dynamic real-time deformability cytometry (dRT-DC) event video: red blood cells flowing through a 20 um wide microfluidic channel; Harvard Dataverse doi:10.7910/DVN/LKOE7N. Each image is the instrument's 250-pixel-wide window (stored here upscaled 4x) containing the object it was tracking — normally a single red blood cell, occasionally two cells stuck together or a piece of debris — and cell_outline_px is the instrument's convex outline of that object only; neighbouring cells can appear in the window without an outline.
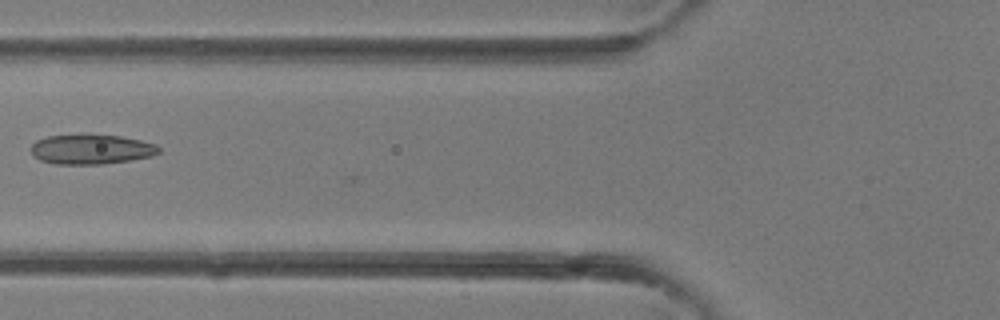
{"species": "common noctule bat (a hibernating species)", "species_latin": "Nyctalus noctula", "temperature_condition": "room temperature", "stored_images_in_passage": 26, "camera_frame_rate_fps": 3000, "um_per_image_px": 0.085, "animal": {"sex": "female"}, "frame": {"image": 1, "passage_image": 10, "time_ms": 3.0, "image_size_px": [1000, 320], "cell_outline_px": [[160, 152], [152, 156], [132, 160], [104, 164], [56, 164], [40, 160], [32, 152], [32, 144], [36, 140], [48, 136], [84, 132], [88, 132], [120, 136], [140, 140], [156, 144], [160, 148]], "centroid_in_image_um": [7.77, 12.65], "position_along_channel_um": 118.0, "area_um2": 22.83}}
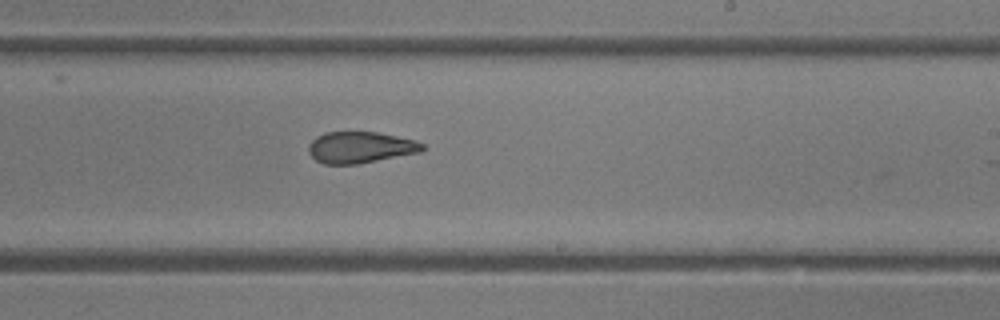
{"frame": {"image": 2, "passage_image": 18, "time_ms": 5.667, "image_size_px": [1000, 320], "cell_outline_px": [[428, 148], [420, 152], [356, 164], [324, 164], [316, 160], [308, 152], [308, 144], [316, 136], [324, 132], [376, 132], [416, 140], [424, 144]], "centroid_in_image_um": [30.63, 12.52], "position_along_channel_um": 258.4, "area_um2": 20.87}}
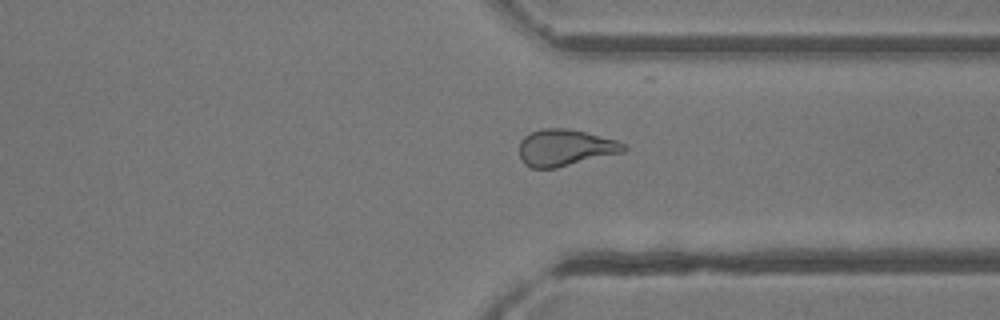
{"frame": {"image": 3, "passage_image": 24, "time_ms": 7.667, "image_size_px": [1000, 320], "cell_outline_px": [[628, 148], [624, 152], [556, 168], [532, 168], [524, 164], [520, 160], [520, 140], [524, 136], [540, 128], [564, 128], [584, 132], [616, 140], [628, 144]], "centroid_in_image_um": [48.04, 12.56], "position_along_channel_um": 363.4, "area_um2": 22.37}}